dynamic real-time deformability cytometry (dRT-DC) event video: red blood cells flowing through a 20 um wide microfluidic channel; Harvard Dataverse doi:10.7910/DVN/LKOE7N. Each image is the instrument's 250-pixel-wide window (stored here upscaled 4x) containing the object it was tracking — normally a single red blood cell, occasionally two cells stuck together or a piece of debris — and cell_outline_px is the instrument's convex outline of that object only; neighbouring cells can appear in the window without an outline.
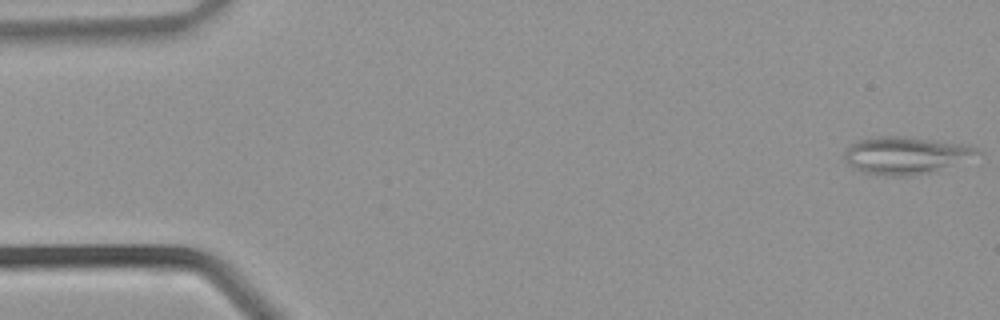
{"species": "common noctule bat (a hibernating species)", "species_latin": "Nyctalus noctula", "temperature_condition": "warm", "stored_images_in_passage": 35, "camera_frame_rate_fps": 3000, "um_per_image_px": 0.085, "animal": {"sex": "male", "body_mass_g": 21.5, "forearm_length_mm": 52.0}, "frame": {"image": 1, "passage_image": 1, "time_ms": 0.0, "image_size_px": [1000, 320], "cell_outline_px": [[984, 152], [936, 172], [908, 176], [888, 176], [864, 172], [848, 164], [844, 160], [844, 152], [848, 144], [860, 140], [876, 136], [912, 136], [972, 144]], "centroid_in_image_um": [77.04, 13.18], "position_along_channel_um": 8.0, "area_um2": 29.65}}
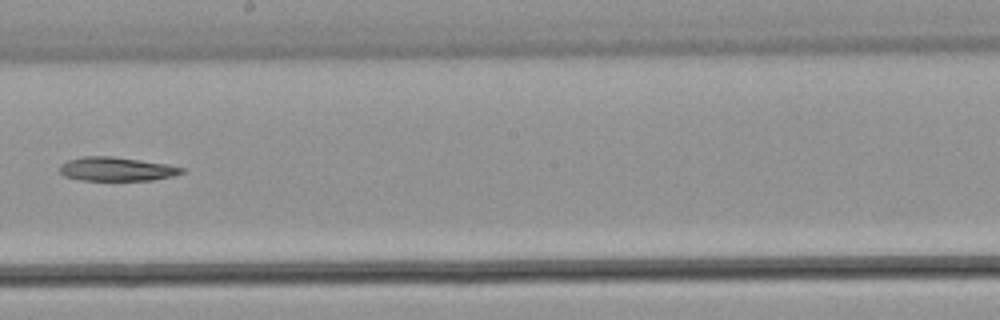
{"frame": {"image": 2, "passage_image": 20, "time_ms": 6.333, "image_size_px": [1000, 320], "cell_outline_px": [[184, 172], [172, 176], [152, 180], [80, 180], [64, 176], [60, 172], [60, 164], [68, 160], [84, 156], [112, 156], [168, 164], [184, 168]], "centroid_in_image_um": [9.89, 14.37], "position_along_channel_um": 238.3, "area_um2": 16.94}}
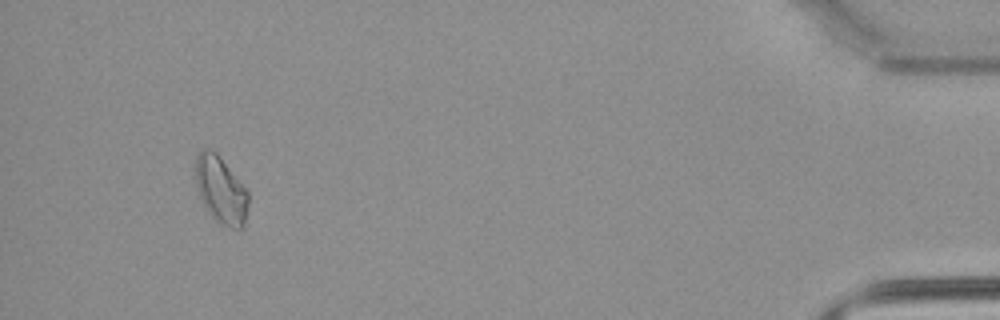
{"frame": {"image": 3, "passage_image": 33, "time_ms": 10.667, "image_size_px": [1000, 320], "cell_outline_px": [[248, 204], [244, 228], [240, 232], [220, 224], [208, 212], [200, 196], [196, 184], [196, 156], [204, 148], [212, 148], [220, 156], [248, 192]], "centroid_in_image_um": [18.79, 16.18], "position_along_channel_um": 416.4, "area_um2": 20.69}}